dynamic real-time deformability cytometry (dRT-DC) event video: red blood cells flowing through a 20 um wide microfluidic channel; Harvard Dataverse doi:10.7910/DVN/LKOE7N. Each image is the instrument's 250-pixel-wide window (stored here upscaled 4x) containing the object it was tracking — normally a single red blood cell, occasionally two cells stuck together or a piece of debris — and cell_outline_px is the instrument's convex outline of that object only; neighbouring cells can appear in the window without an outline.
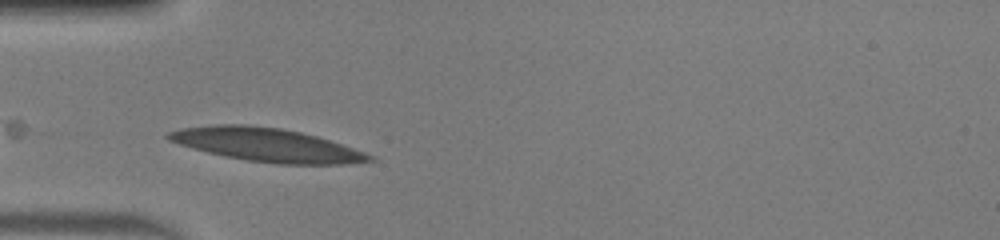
{"species": "human", "species_latin": "Homo sapiens", "temperature_condition": "warm", "stored_images_in_passage": 27, "camera_frame_rate_fps": 3000, "um_per_image_px": 0.085, "donor": {"sex": "male"}, "frame": {"image": 1, "passage_image": 2, "time_ms": 0.333, "image_size_px": [1000, 240], "cell_outline_px": [[376, 160], [344, 164], [276, 164], [248, 160], [224, 156], [192, 148], [168, 140], [164, 136], [168, 132], [180, 128], [216, 124], [244, 124], [280, 128], [300, 132], [316, 136], [376, 156]], "centroid_in_image_um": [22.64, 12.31], "position_along_channel_um": 62.4, "area_um2": 38.96}}
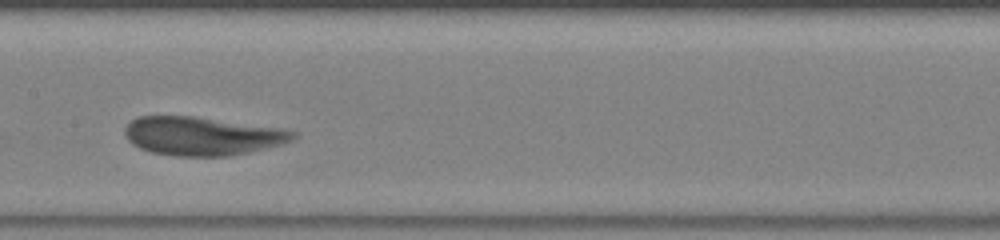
{"frame": {"image": 2, "passage_image": 12, "time_ms": 3.667, "image_size_px": [1000, 240], "cell_outline_px": [[296, 136], [292, 140], [280, 144], [248, 152], [228, 156], [176, 156], [152, 152], [140, 148], [132, 144], [128, 140], [124, 132], [124, 128], [132, 120], [140, 116], [192, 116], [284, 128], [296, 132]], "centroid_in_image_um": [17.18, 11.56], "position_along_channel_um": 190.2, "area_um2": 37.63}}
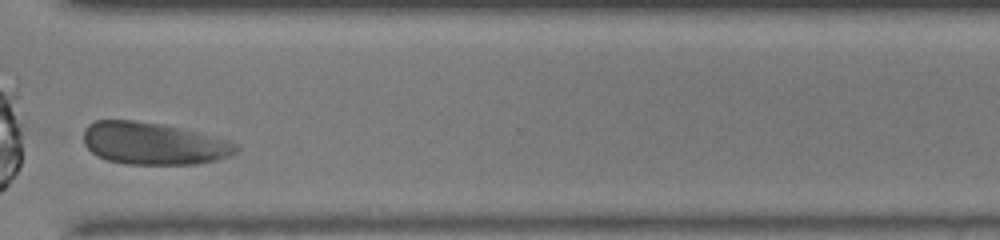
{"frame": {"image": 3, "passage_image": 25, "time_ms": 8.0, "image_size_px": [1000, 240], "cell_outline_px": [[240, 148], [236, 152], [228, 156], [216, 160], [196, 164], [128, 164], [108, 160], [96, 156], [84, 144], [84, 128], [88, 124], [96, 120], [132, 120], [160, 124], [180, 128], [228, 140], [240, 144]], "centroid_in_image_um": [13.04, 12.2], "position_along_channel_um": 357.6, "area_um2": 37.45}, "authors_computed_cell_mechanics": {"area_um2": 37.4544, "velocity_mm_per_s": 3.8716, "shape_relaxation_time_tau1_ms": 3.2493, "shape_relaxation_time_tau2_ms": 0.7089, "deformation_change_tau1": 0.1396, "deformation_change_tau2": 0.0539}}